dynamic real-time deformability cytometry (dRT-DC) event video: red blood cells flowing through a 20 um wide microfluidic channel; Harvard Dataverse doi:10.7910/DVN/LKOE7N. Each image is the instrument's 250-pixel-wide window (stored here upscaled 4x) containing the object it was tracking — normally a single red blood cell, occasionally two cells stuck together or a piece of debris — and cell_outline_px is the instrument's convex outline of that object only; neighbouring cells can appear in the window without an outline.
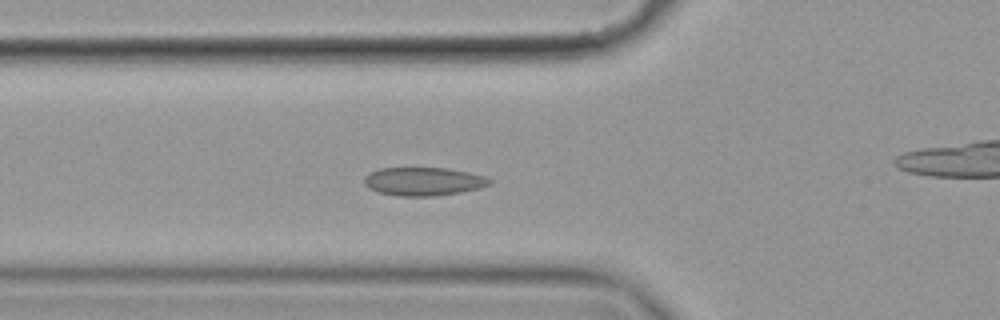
{"species": "common noctule bat (a hibernating species)", "species_latin": "Nyctalus noctula", "temperature_condition": "cold", "stored_images_in_passage": 19, "camera_frame_rate_fps": 3000, "um_per_image_px": 0.085, "animal": {"sex": "female", "body_mass_g": 19.9}, "frame": {"image": 1, "passage_image": 8, "time_ms": 2.333, "image_size_px": [1000, 320], "cell_outline_px": [[492, 184], [480, 188], [460, 192], [432, 196], [396, 196], [376, 192], [368, 188], [364, 184], [364, 176], [368, 172], [380, 168], [448, 168], [468, 172], [484, 176], [492, 180]], "centroid_in_image_um": [35.96, 15.42], "position_along_channel_um": 89.8, "area_um2": 20.92}}
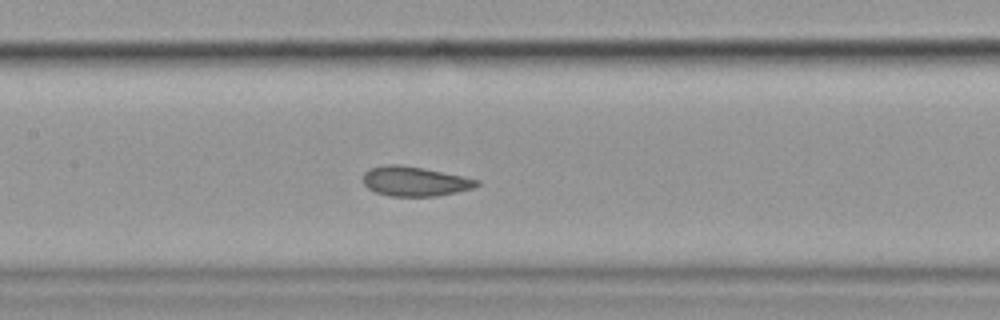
{"frame": {"image": 2, "passage_image": 15, "time_ms": 4.667, "image_size_px": [1000, 320], "cell_outline_px": [[480, 184], [472, 188], [456, 192], [436, 196], [388, 196], [376, 192], [368, 188], [364, 184], [364, 172], [372, 168], [388, 164], [396, 164], [420, 168], [480, 180]], "centroid_in_image_um": [35.24, 15.43], "position_along_channel_um": 172.2, "area_um2": 19.19}}
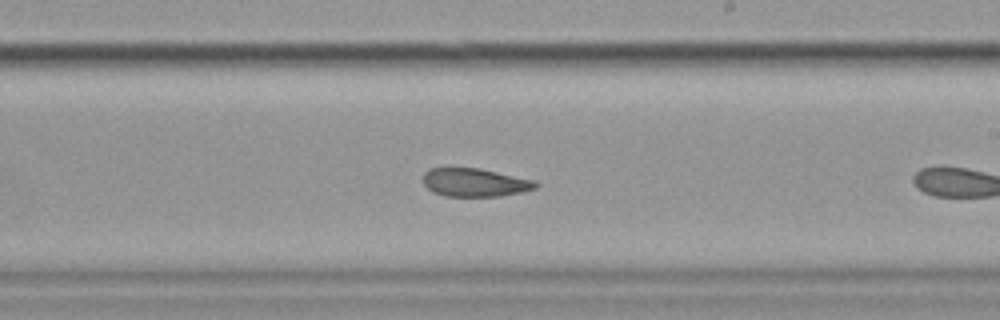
{"frame": {"image": 3, "passage_image": 18, "time_ms": 5.667, "image_size_px": [1000, 320], "cell_outline_px": [[540, 184], [536, 188], [520, 192], [500, 196], [444, 196], [432, 192], [424, 184], [424, 172], [428, 168], [480, 168], [532, 180]], "centroid_in_image_um": [40.33, 15.51], "position_along_channel_um": 248.7, "area_um2": 18.44}}